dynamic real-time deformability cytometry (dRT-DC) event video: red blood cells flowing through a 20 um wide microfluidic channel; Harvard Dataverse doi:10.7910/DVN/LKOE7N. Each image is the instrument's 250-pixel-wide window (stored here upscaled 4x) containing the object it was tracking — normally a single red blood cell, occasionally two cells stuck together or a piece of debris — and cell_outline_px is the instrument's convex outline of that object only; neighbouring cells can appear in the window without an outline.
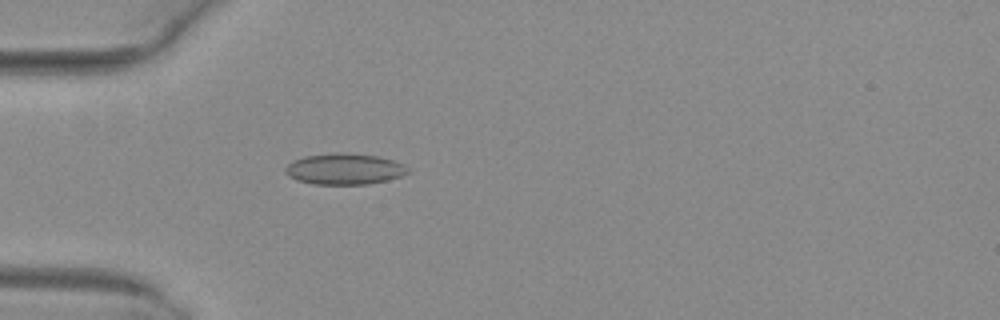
{"species": "common noctule bat (a hibernating species)", "species_latin": "Nyctalus noctula", "temperature_condition": "warm", "stored_images_in_passage": 38, "camera_frame_rate_fps": 3000, "um_per_image_px": 0.085, "animal": {"sex": "female", "body_mass_g": 29.2, "forearm_length_mm": 56.3}, "frame": {"image": 1, "passage_image": 15, "time_ms": 4.667, "image_size_px": [1000, 320], "cell_outline_px": [[412, 172], [388, 180], [368, 184], [312, 184], [296, 180], [288, 176], [284, 172], [284, 168], [292, 160], [304, 156], [376, 156], [392, 160], [404, 164]], "centroid_in_image_um": [29.27, 14.43], "position_along_channel_um": 55.7, "area_um2": 21.27}}
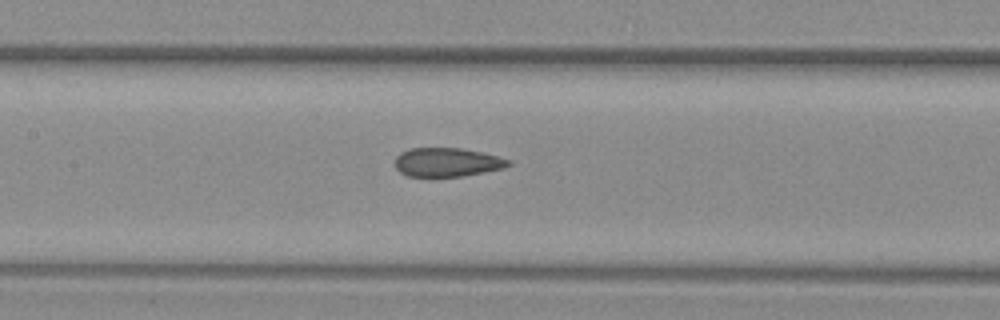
{"frame": {"image": 2, "passage_image": 24, "time_ms": 7.667, "image_size_px": [1000, 320], "cell_outline_px": [[512, 164], [504, 168], [464, 176], [408, 176], [400, 172], [396, 168], [396, 156], [400, 152], [408, 148], [460, 148], [480, 152], [512, 160]], "centroid_in_image_um": [38.01, 13.78], "position_along_channel_um": 169.4, "area_um2": 19.02}}
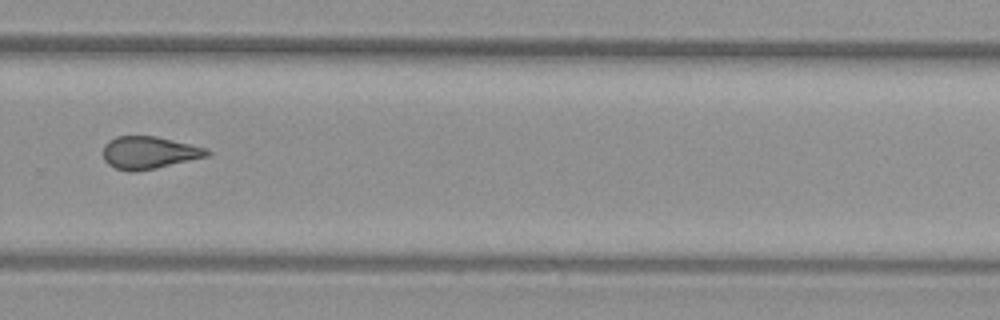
{"frame": {"image": 3, "passage_image": 35, "time_ms": 11.333, "image_size_px": [1000, 320], "cell_outline_px": [[212, 152], [208, 156], [156, 168], [136, 172], [128, 172], [116, 168], [108, 164], [104, 160], [104, 144], [108, 140], [116, 136], [156, 136], [208, 148]], "centroid_in_image_um": [12.67, 12.97], "position_along_channel_um": 317.1, "area_um2": 19.77}}